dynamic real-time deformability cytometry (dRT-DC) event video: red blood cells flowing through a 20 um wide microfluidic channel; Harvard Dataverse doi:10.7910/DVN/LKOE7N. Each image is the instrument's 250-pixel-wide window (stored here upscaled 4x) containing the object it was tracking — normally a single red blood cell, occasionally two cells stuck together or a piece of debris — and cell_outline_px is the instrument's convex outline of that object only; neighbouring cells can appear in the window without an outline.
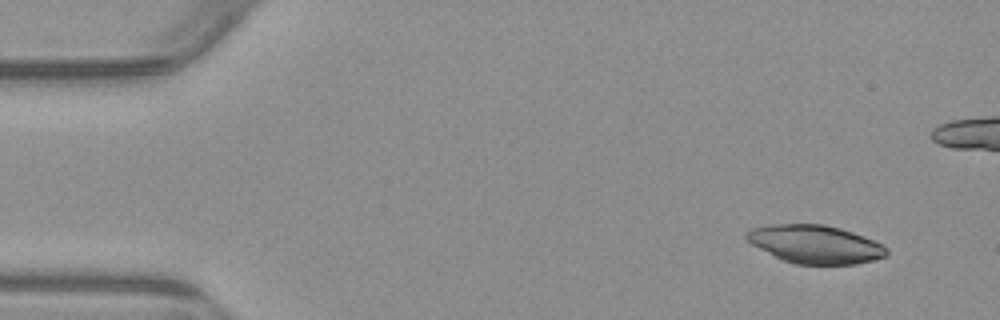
{"species": "common noctule bat (a hibernating species)", "species_latin": "Nyctalus noctula", "temperature_condition": "warm", "stored_images_in_passage": 5, "camera_frame_rate_fps": 3000, "um_per_image_px": 0.085, "animal": {"sex": "male", "body_mass_g": 23.1, "forearm_length_mm": 52.7}, "frame": {"image": 1, "passage_image": 2, "time_ms": 1.0, "image_size_px": [1000, 320], "cell_outline_px": [[888, 256], [856, 264], [796, 264], [784, 260], [752, 244], [744, 236], [752, 228], [768, 224], [824, 224], [840, 228], [864, 236], [888, 248]], "centroid_in_image_um": [69.31, 20.75], "position_along_channel_um": 15.7, "area_um2": 30.92}}